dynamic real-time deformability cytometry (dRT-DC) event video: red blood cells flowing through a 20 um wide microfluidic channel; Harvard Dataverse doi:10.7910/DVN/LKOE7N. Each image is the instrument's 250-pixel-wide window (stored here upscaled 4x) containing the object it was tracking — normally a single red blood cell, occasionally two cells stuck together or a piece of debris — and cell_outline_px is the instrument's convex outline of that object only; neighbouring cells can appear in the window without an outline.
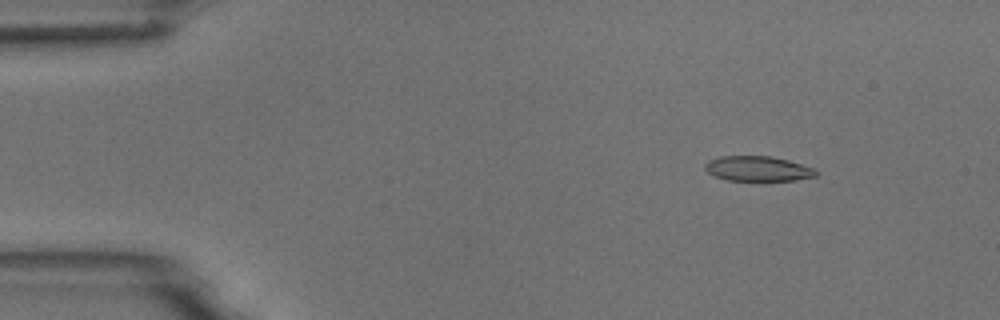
{"species": "common noctule bat (a hibernating species)", "species_latin": "Nyctalus noctula", "temperature_condition": "room temperature", "stored_images_in_passage": 6, "camera_frame_rate_fps": 3000, "um_per_image_px": 0.085, "animal": {"sex": "male", "body_mass_g": 18.8}, "frame": {"image": 1, "passage_image": 3, "time_ms": 2.0, "image_size_px": [1000, 320], "cell_outline_px": [[820, 172], [816, 176], [796, 180], [728, 180], [716, 176], [708, 172], [704, 168], [704, 164], [708, 160], [720, 156], [772, 156], [788, 160], [816, 168]], "centroid_in_image_um": [64.46, 14.33], "position_along_channel_um": 20.5, "area_um2": 16.24}}
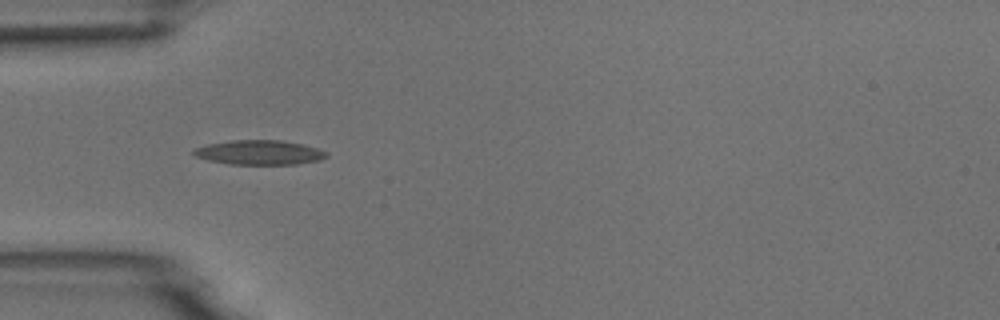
{"frame": {"image": 2, "passage_image": 5, "time_ms": 5.333, "image_size_px": [1000, 320], "cell_outline_px": [[328, 156], [320, 160], [296, 164], [228, 164], [208, 160], [196, 156], [192, 152], [192, 148], [208, 144], [232, 140], [280, 140], [300, 144], [316, 148], [328, 152]], "centroid_in_image_um": [22.02, 12.96], "position_along_channel_um": 63.0, "area_um2": 18.9}}